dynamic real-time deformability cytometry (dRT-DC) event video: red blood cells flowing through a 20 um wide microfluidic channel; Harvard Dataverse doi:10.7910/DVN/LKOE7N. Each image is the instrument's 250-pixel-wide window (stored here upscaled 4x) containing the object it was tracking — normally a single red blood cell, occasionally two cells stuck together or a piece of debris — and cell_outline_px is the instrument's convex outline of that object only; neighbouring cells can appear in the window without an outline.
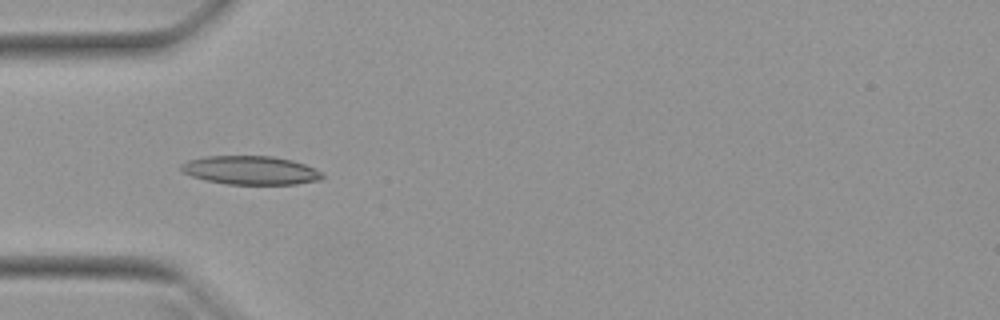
{"species": "Egyptian fruit bat (a non-hibernating species)", "species_latin": "Rousettus aegyptiacus", "temperature_condition": "warm", "stored_images_in_passage": 47, "camera_frame_rate_fps": 3000, "um_per_image_px": 0.085, "animal": {"sex": "female"}, "frame": {"image": 1, "passage_image": 12, "time_ms": 3.667, "image_size_px": [1000, 320], "cell_outline_px": [[324, 176], [320, 180], [296, 184], [228, 184], [204, 180], [192, 176], [184, 172], [180, 168], [180, 164], [188, 160], [208, 156], [272, 156], [292, 160], [304, 164], [324, 172]], "centroid_in_image_um": [21.32, 14.47], "position_along_channel_um": 63.7, "area_um2": 23.58}}
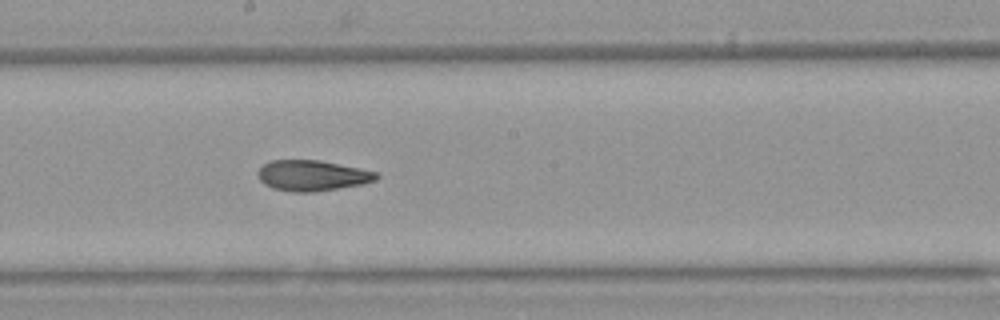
{"frame": {"image": 2, "passage_image": 24, "time_ms": 7.667, "image_size_px": [1000, 320], "cell_outline_px": [[380, 176], [376, 180], [364, 184], [312, 192], [292, 192], [272, 188], [264, 184], [260, 180], [256, 172], [268, 160], [320, 160], [360, 168], [376, 172]], "centroid_in_image_um": [26.53, 14.92], "position_along_channel_um": 221.7, "area_um2": 21.27}}
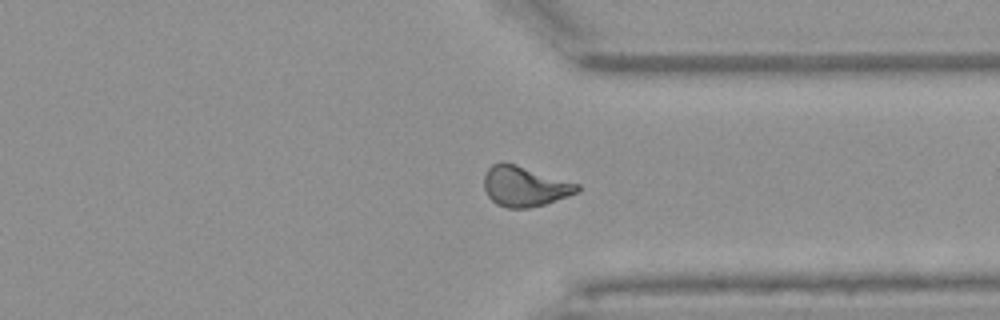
{"frame": {"image": 3, "passage_image": 35, "time_ms": 11.333, "image_size_px": [1000, 320], "cell_outline_px": [[580, 192], [544, 204], [528, 208], [508, 208], [496, 204], [488, 196], [484, 188], [484, 176], [488, 168], [492, 164], [500, 160], [504, 160], [580, 184]], "centroid_in_image_um": [44.59, 15.81], "position_along_channel_um": 366.8, "area_um2": 22.14}, "authors_computed_cell_mechanics": {"area_um2": 21.5016, "velocity_mm_per_s": 3.9707, "shape_relaxation_time_tau1_ms": null, "shape_relaxation_time_tau2_ms": 2.9094, "deformation_change_tau1": null, "deformation_change_tau2": 0.1008}}